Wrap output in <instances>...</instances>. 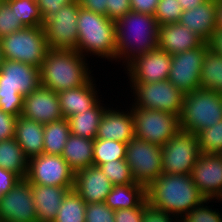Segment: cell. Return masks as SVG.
Returning a JSON list of instances; mask_svg holds the SVG:
<instances>
[{"instance_id":"6da1fadb","label":"cell","mask_w":222,"mask_h":222,"mask_svg":"<svg viewBox=\"0 0 222 222\" xmlns=\"http://www.w3.org/2000/svg\"><path fill=\"white\" fill-rule=\"evenodd\" d=\"M148 203L166 211L179 220L206 198L201 194L188 174L162 173L146 188Z\"/></svg>"},{"instance_id":"7a4b0ae2","label":"cell","mask_w":222,"mask_h":222,"mask_svg":"<svg viewBox=\"0 0 222 222\" xmlns=\"http://www.w3.org/2000/svg\"><path fill=\"white\" fill-rule=\"evenodd\" d=\"M115 23V60H122V66L158 47L159 24L153 15L129 11Z\"/></svg>"},{"instance_id":"3957f363","label":"cell","mask_w":222,"mask_h":222,"mask_svg":"<svg viewBox=\"0 0 222 222\" xmlns=\"http://www.w3.org/2000/svg\"><path fill=\"white\" fill-rule=\"evenodd\" d=\"M86 60L76 50L49 49L40 68L41 85L56 93L83 86L93 75Z\"/></svg>"},{"instance_id":"277c9868","label":"cell","mask_w":222,"mask_h":222,"mask_svg":"<svg viewBox=\"0 0 222 222\" xmlns=\"http://www.w3.org/2000/svg\"><path fill=\"white\" fill-rule=\"evenodd\" d=\"M40 85V68L4 59L0 66V109L13 116H20L24 96Z\"/></svg>"},{"instance_id":"5b68a950","label":"cell","mask_w":222,"mask_h":222,"mask_svg":"<svg viewBox=\"0 0 222 222\" xmlns=\"http://www.w3.org/2000/svg\"><path fill=\"white\" fill-rule=\"evenodd\" d=\"M78 44L76 51L84 57L97 55L108 61L116 58V23L107 16L86 10L78 13ZM85 52V54H84ZM87 53V54H86Z\"/></svg>"},{"instance_id":"8992f818","label":"cell","mask_w":222,"mask_h":222,"mask_svg":"<svg viewBox=\"0 0 222 222\" xmlns=\"http://www.w3.org/2000/svg\"><path fill=\"white\" fill-rule=\"evenodd\" d=\"M179 119L181 130L193 134L212 127L222 119V94L201 88L185 94Z\"/></svg>"},{"instance_id":"52a82bcc","label":"cell","mask_w":222,"mask_h":222,"mask_svg":"<svg viewBox=\"0 0 222 222\" xmlns=\"http://www.w3.org/2000/svg\"><path fill=\"white\" fill-rule=\"evenodd\" d=\"M3 57L6 60L30 64L41 68L49 51L43 26L24 27L0 39Z\"/></svg>"},{"instance_id":"ba28073f","label":"cell","mask_w":222,"mask_h":222,"mask_svg":"<svg viewBox=\"0 0 222 222\" xmlns=\"http://www.w3.org/2000/svg\"><path fill=\"white\" fill-rule=\"evenodd\" d=\"M135 137L163 146L181 128L179 116L156 109L137 108L132 105Z\"/></svg>"},{"instance_id":"9c48e42d","label":"cell","mask_w":222,"mask_h":222,"mask_svg":"<svg viewBox=\"0 0 222 222\" xmlns=\"http://www.w3.org/2000/svg\"><path fill=\"white\" fill-rule=\"evenodd\" d=\"M130 87L135 102L129 105L170 112L180 117L185 94L170 81L130 83Z\"/></svg>"},{"instance_id":"30bf717a","label":"cell","mask_w":222,"mask_h":222,"mask_svg":"<svg viewBox=\"0 0 222 222\" xmlns=\"http://www.w3.org/2000/svg\"><path fill=\"white\" fill-rule=\"evenodd\" d=\"M125 160L135 182L146 188L162 174V148L151 142L132 138L127 143Z\"/></svg>"},{"instance_id":"8fae6325","label":"cell","mask_w":222,"mask_h":222,"mask_svg":"<svg viewBox=\"0 0 222 222\" xmlns=\"http://www.w3.org/2000/svg\"><path fill=\"white\" fill-rule=\"evenodd\" d=\"M162 173L190 175L201 154L197 135L179 130L162 147Z\"/></svg>"},{"instance_id":"7c38bea8","label":"cell","mask_w":222,"mask_h":222,"mask_svg":"<svg viewBox=\"0 0 222 222\" xmlns=\"http://www.w3.org/2000/svg\"><path fill=\"white\" fill-rule=\"evenodd\" d=\"M75 172L61 155L40 154L28 159L25 179L30 184L74 187Z\"/></svg>"},{"instance_id":"4fadbf2b","label":"cell","mask_w":222,"mask_h":222,"mask_svg":"<svg viewBox=\"0 0 222 222\" xmlns=\"http://www.w3.org/2000/svg\"><path fill=\"white\" fill-rule=\"evenodd\" d=\"M80 4L76 0L63 6L48 18L43 25L49 49L76 50L78 44V13Z\"/></svg>"},{"instance_id":"5bb4252c","label":"cell","mask_w":222,"mask_h":222,"mask_svg":"<svg viewBox=\"0 0 222 222\" xmlns=\"http://www.w3.org/2000/svg\"><path fill=\"white\" fill-rule=\"evenodd\" d=\"M208 49V42H204L195 49L172 55L168 81L184 94L200 89L201 67Z\"/></svg>"},{"instance_id":"9a60e30c","label":"cell","mask_w":222,"mask_h":222,"mask_svg":"<svg viewBox=\"0 0 222 222\" xmlns=\"http://www.w3.org/2000/svg\"><path fill=\"white\" fill-rule=\"evenodd\" d=\"M0 222H38L32 184L20 179L0 198Z\"/></svg>"},{"instance_id":"2e32d148","label":"cell","mask_w":222,"mask_h":222,"mask_svg":"<svg viewBox=\"0 0 222 222\" xmlns=\"http://www.w3.org/2000/svg\"><path fill=\"white\" fill-rule=\"evenodd\" d=\"M171 55L158 47L131 61L124 70L130 83H152L168 80Z\"/></svg>"},{"instance_id":"e0dca14e","label":"cell","mask_w":222,"mask_h":222,"mask_svg":"<svg viewBox=\"0 0 222 222\" xmlns=\"http://www.w3.org/2000/svg\"><path fill=\"white\" fill-rule=\"evenodd\" d=\"M191 178L206 200L222 196V155L201 153L191 172Z\"/></svg>"},{"instance_id":"ac0fdd59","label":"cell","mask_w":222,"mask_h":222,"mask_svg":"<svg viewBox=\"0 0 222 222\" xmlns=\"http://www.w3.org/2000/svg\"><path fill=\"white\" fill-rule=\"evenodd\" d=\"M20 116L42 124L64 118L58 94L42 85L29 95L24 96Z\"/></svg>"},{"instance_id":"d6986e66","label":"cell","mask_w":222,"mask_h":222,"mask_svg":"<svg viewBox=\"0 0 222 222\" xmlns=\"http://www.w3.org/2000/svg\"><path fill=\"white\" fill-rule=\"evenodd\" d=\"M112 186L99 167L90 166L75 172L73 189L86 204L105 202Z\"/></svg>"},{"instance_id":"ffe728a7","label":"cell","mask_w":222,"mask_h":222,"mask_svg":"<svg viewBox=\"0 0 222 222\" xmlns=\"http://www.w3.org/2000/svg\"><path fill=\"white\" fill-rule=\"evenodd\" d=\"M117 109V107L115 110L113 107L106 108L100 119L95 139L128 143L135 137L134 120L130 106L129 111Z\"/></svg>"},{"instance_id":"44dd1931","label":"cell","mask_w":222,"mask_h":222,"mask_svg":"<svg viewBox=\"0 0 222 222\" xmlns=\"http://www.w3.org/2000/svg\"><path fill=\"white\" fill-rule=\"evenodd\" d=\"M205 41L179 22L159 26L158 48L168 54L195 49Z\"/></svg>"},{"instance_id":"7402d4cb","label":"cell","mask_w":222,"mask_h":222,"mask_svg":"<svg viewBox=\"0 0 222 222\" xmlns=\"http://www.w3.org/2000/svg\"><path fill=\"white\" fill-rule=\"evenodd\" d=\"M93 76L81 87L60 91L58 94L61 112L64 118L87 111L92 108L102 97L97 93ZM95 83V84H94Z\"/></svg>"},{"instance_id":"603a6c76","label":"cell","mask_w":222,"mask_h":222,"mask_svg":"<svg viewBox=\"0 0 222 222\" xmlns=\"http://www.w3.org/2000/svg\"><path fill=\"white\" fill-rule=\"evenodd\" d=\"M73 188L32 184L37 221L53 222L64 197Z\"/></svg>"},{"instance_id":"cb8c5ba5","label":"cell","mask_w":222,"mask_h":222,"mask_svg":"<svg viewBox=\"0 0 222 222\" xmlns=\"http://www.w3.org/2000/svg\"><path fill=\"white\" fill-rule=\"evenodd\" d=\"M215 18L216 0H206L193 9L183 11L178 22L208 42L216 30Z\"/></svg>"},{"instance_id":"d4e9b609","label":"cell","mask_w":222,"mask_h":222,"mask_svg":"<svg viewBox=\"0 0 222 222\" xmlns=\"http://www.w3.org/2000/svg\"><path fill=\"white\" fill-rule=\"evenodd\" d=\"M14 138L28 159L43 154L44 124L18 116Z\"/></svg>"},{"instance_id":"484cf974","label":"cell","mask_w":222,"mask_h":222,"mask_svg":"<svg viewBox=\"0 0 222 222\" xmlns=\"http://www.w3.org/2000/svg\"><path fill=\"white\" fill-rule=\"evenodd\" d=\"M94 139L70 135L61 156L76 172L93 166Z\"/></svg>"},{"instance_id":"4316f807","label":"cell","mask_w":222,"mask_h":222,"mask_svg":"<svg viewBox=\"0 0 222 222\" xmlns=\"http://www.w3.org/2000/svg\"><path fill=\"white\" fill-rule=\"evenodd\" d=\"M146 187L137 182L126 185H113L105 204L112 210L139 207L146 200Z\"/></svg>"},{"instance_id":"83f0119b","label":"cell","mask_w":222,"mask_h":222,"mask_svg":"<svg viewBox=\"0 0 222 222\" xmlns=\"http://www.w3.org/2000/svg\"><path fill=\"white\" fill-rule=\"evenodd\" d=\"M99 100L92 108L87 111L75 114L68 118L72 135L95 139L98 131L100 119L107 106H103Z\"/></svg>"},{"instance_id":"f1b7e54d","label":"cell","mask_w":222,"mask_h":222,"mask_svg":"<svg viewBox=\"0 0 222 222\" xmlns=\"http://www.w3.org/2000/svg\"><path fill=\"white\" fill-rule=\"evenodd\" d=\"M0 167L25 179L28 168V158L15 138L0 141Z\"/></svg>"},{"instance_id":"f546056e","label":"cell","mask_w":222,"mask_h":222,"mask_svg":"<svg viewBox=\"0 0 222 222\" xmlns=\"http://www.w3.org/2000/svg\"><path fill=\"white\" fill-rule=\"evenodd\" d=\"M70 135V124L66 118L44 124L43 154L61 155Z\"/></svg>"},{"instance_id":"4dcf8cb0","label":"cell","mask_w":222,"mask_h":222,"mask_svg":"<svg viewBox=\"0 0 222 222\" xmlns=\"http://www.w3.org/2000/svg\"><path fill=\"white\" fill-rule=\"evenodd\" d=\"M200 88L222 94V55L208 49L202 63Z\"/></svg>"},{"instance_id":"1f68e13d","label":"cell","mask_w":222,"mask_h":222,"mask_svg":"<svg viewBox=\"0 0 222 222\" xmlns=\"http://www.w3.org/2000/svg\"><path fill=\"white\" fill-rule=\"evenodd\" d=\"M86 205L74 189L70 190L64 197L53 222H85Z\"/></svg>"},{"instance_id":"d6a6232c","label":"cell","mask_w":222,"mask_h":222,"mask_svg":"<svg viewBox=\"0 0 222 222\" xmlns=\"http://www.w3.org/2000/svg\"><path fill=\"white\" fill-rule=\"evenodd\" d=\"M127 143L114 140L94 139L93 166L126 158Z\"/></svg>"},{"instance_id":"836d02e7","label":"cell","mask_w":222,"mask_h":222,"mask_svg":"<svg viewBox=\"0 0 222 222\" xmlns=\"http://www.w3.org/2000/svg\"><path fill=\"white\" fill-rule=\"evenodd\" d=\"M25 27L44 25L36 0H4Z\"/></svg>"},{"instance_id":"e575fe53","label":"cell","mask_w":222,"mask_h":222,"mask_svg":"<svg viewBox=\"0 0 222 222\" xmlns=\"http://www.w3.org/2000/svg\"><path fill=\"white\" fill-rule=\"evenodd\" d=\"M196 135L201 153L220 154L222 152V119Z\"/></svg>"},{"instance_id":"d590c367","label":"cell","mask_w":222,"mask_h":222,"mask_svg":"<svg viewBox=\"0 0 222 222\" xmlns=\"http://www.w3.org/2000/svg\"><path fill=\"white\" fill-rule=\"evenodd\" d=\"M112 185L135 183L129 165L125 159L108 161L99 166Z\"/></svg>"},{"instance_id":"8d00e7d4","label":"cell","mask_w":222,"mask_h":222,"mask_svg":"<svg viewBox=\"0 0 222 222\" xmlns=\"http://www.w3.org/2000/svg\"><path fill=\"white\" fill-rule=\"evenodd\" d=\"M182 13L178 0H159L154 17L160 26L178 22Z\"/></svg>"},{"instance_id":"74e56055","label":"cell","mask_w":222,"mask_h":222,"mask_svg":"<svg viewBox=\"0 0 222 222\" xmlns=\"http://www.w3.org/2000/svg\"><path fill=\"white\" fill-rule=\"evenodd\" d=\"M209 202L211 203V200H205L202 204L187 212L180 222H222V213L206 206Z\"/></svg>"},{"instance_id":"f35d334b","label":"cell","mask_w":222,"mask_h":222,"mask_svg":"<svg viewBox=\"0 0 222 222\" xmlns=\"http://www.w3.org/2000/svg\"><path fill=\"white\" fill-rule=\"evenodd\" d=\"M24 27L9 5L4 0H0V39Z\"/></svg>"},{"instance_id":"ab89813d","label":"cell","mask_w":222,"mask_h":222,"mask_svg":"<svg viewBox=\"0 0 222 222\" xmlns=\"http://www.w3.org/2000/svg\"><path fill=\"white\" fill-rule=\"evenodd\" d=\"M85 222H114V210L110 209L105 202L88 203Z\"/></svg>"},{"instance_id":"60d3db41","label":"cell","mask_w":222,"mask_h":222,"mask_svg":"<svg viewBox=\"0 0 222 222\" xmlns=\"http://www.w3.org/2000/svg\"><path fill=\"white\" fill-rule=\"evenodd\" d=\"M142 222H180V220L166 211L151 206L146 199Z\"/></svg>"},{"instance_id":"b9f144b4","label":"cell","mask_w":222,"mask_h":222,"mask_svg":"<svg viewBox=\"0 0 222 222\" xmlns=\"http://www.w3.org/2000/svg\"><path fill=\"white\" fill-rule=\"evenodd\" d=\"M145 210V201L136 208L114 211V222H142Z\"/></svg>"},{"instance_id":"7bdbcfd3","label":"cell","mask_w":222,"mask_h":222,"mask_svg":"<svg viewBox=\"0 0 222 222\" xmlns=\"http://www.w3.org/2000/svg\"><path fill=\"white\" fill-rule=\"evenodd\" d=\"M75 1L76 0H36L44 22L53 14H56L63 6Z\"/></svg>"},{"instance_id":"ee69618b","label":"cell","mask_w":222,"mask_h":222,"mask_svg":"<svg viewBox=\"0 0 222 222\" xmlns=\"http://www.w3.org/2000/svg\"><path fill=\"white\" fill-rule=\"evenodd\" d=\"M131 11L130 0H107V17L117 21Z\"/></svg>"},{"instance_id":"f6af8a7d","label":"cell","mask_w":222,"mask_h":222,"mask_svg":"<svg viewBox=\"0 0 222 222\" xmlns=\"http://www.w3.org/2000/svg\"><path fill=\"white\" fill-rule=\"evenodd\" d=\"M17 118L0 109V141L14 138Z\"/></svg>"},{"instance_id":"bcb514c9","label":"cell","mask_w":222,"mask_h":222,"mask_svg":"<svg viewBox=\"0 0 222 222\" xmlns=\"http://www.w3.org/2000/svg\"><path fill=\"white\" fill-rule=\"evenodd\" d=\"M21 178L12 171L0 167V198L11 190Z\"/></svg>"},{"instance_id":"7dc6e473","label":"cell","mask_w":222,"mask_h":222,"mask_svg":"<svg viewBox=\"0 0 222 222\" xmlns=\"http://www.w3.org/2000/svg\"><path fill=\"white\" fill-rule=\"evenodd\" d=\"M159 0H130L131 11L153 15Z\"/></svg>"},{"instance_id":"c3c4849f","label":"cell","mask_w":222,"mask_h":222,"mask_svg":"<svg viewBox=\"0 0 222 222\" xmlns=\"http://www.w3.org/2000/svg\"><path fill=\"white\" fill-rule=\"evenodd\" d=\"M86 10L107 16V0H77Z\"/></svg>"},{"instance_id":"681fc988","label":"cell","mask_w":222,"mask_h":222,"mask_svg":"<svg viewBox=\"0 0 222 222\" xmlns=\"http://www.w3.org/2000/svg\"><path fill=\"white\" fill-rule=\"evenodd\" d=\"M208 44L209 49H211L214 53L222 55V30L216 29L208 41Z\"/></svg>"},{"instance_id":"f907efd6","label":"cell","mask_w":222,"mask_h":222,"mask_svg":"<svg viewBox=\"0 0 222 222\" xmlns=\"http://www.w3.org/2000/svg\"><path fill=\"white\" fill-rule=\"evenodd\" d=\"M183 11L193 9L206 0H178Z\"/></svg>"},{"instance_id":"816d5d0a","label":"cell","mask_w":222,"mask_h":222,"mask_svg":"<svg viewBox=\"0 0 222 222\" xmlns=\"http://www.w3.org/2000/svg\"><path fill=\"white\" fill-rule=\"evenodd\" d=\"M216 29L222 30V0H216Z\"/></svg>"},{"instance_id":"f5cc1de1","label":"cell","mask_w":222,"mask_h":222,"mask_svg":"<svg viewBox=\"0 0 222 222\" xmlns=\"http://www.w3.org/2000/svg\"><path fill=\"white\" fill-rule=\"evenodd\" d=\"M3 61H4L3 51H2L1 43H0V66L2 65Z\"/></svg>"},{"instance_id":"db71d44e","label":"cell","mask_w":222,"mask_h":222,"mask_svg":"<svg viewBox=\"0 0 222 222\" xmlns=\"http://www.w3.org/2000/svg\"><path fill=\"white\" fill-rule=\"evenodd\" d=\"M222 201V196L218 199V202H221Z\"/></svg>"}]
</instances>
